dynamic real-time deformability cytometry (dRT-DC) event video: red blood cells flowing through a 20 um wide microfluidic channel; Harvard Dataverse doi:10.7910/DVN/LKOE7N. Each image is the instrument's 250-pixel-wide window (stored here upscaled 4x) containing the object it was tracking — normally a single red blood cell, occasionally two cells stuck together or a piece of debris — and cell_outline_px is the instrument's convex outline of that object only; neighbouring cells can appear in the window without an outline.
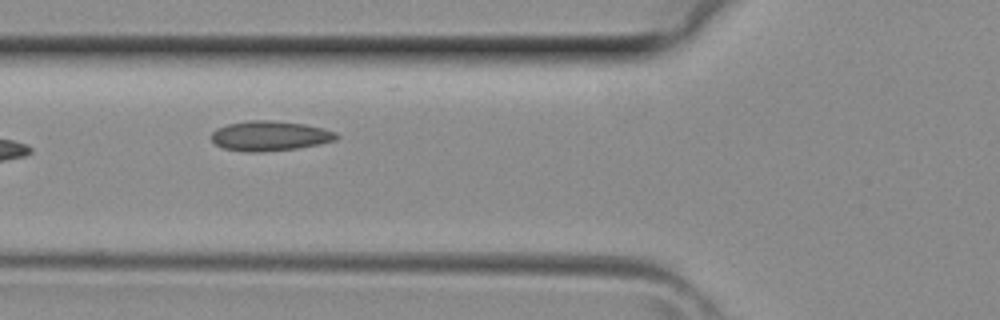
{"species": "common noctule bat (a hibernating species)", "species_latin": "Nyctalus noctula", "temperature_condition": "room temperature", "stored_images_in_passage": 5, "camera_frame_rate_fps": 3000, "um_per_image_px": 0.085, "animal": {"sex": "female", "body_mass_g": 29.2, "forearm_length_mm": 56.3}, "frame": {"image": 1, "passage_image": 4, "time_ms": 1.0, "image_size_px": [1000, 320], "cell_outline_px": [[340, 136], [336, 140], [296, 148], [260, 152], [248, 152], [224, 148], [216, 144], [212, 140], [212, 132], [216, 128], [228, 124], [248, 120], [272, 120], [304, 124], [324, 128], [336, 132]], "centroid_in_image_um": [22.94, 11.54], "position_along_channel_um": 102.9, "area_um2": 21.68}}
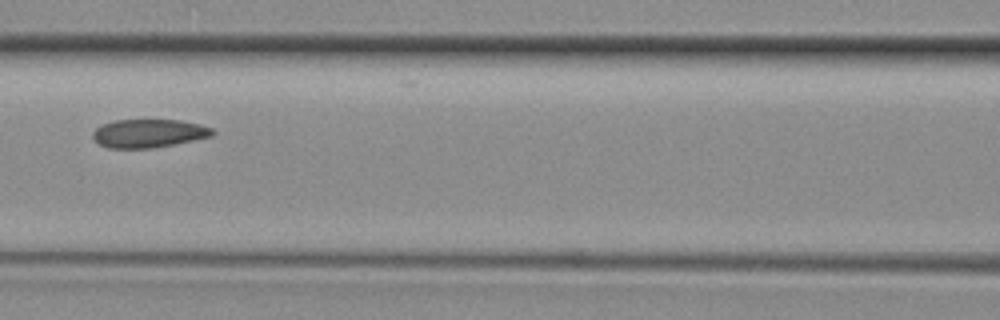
{"frame": {"image": 2, "passage_image": 5, "time_ms": 1.333, "image_size_px": [1000, 320], "cell_outline_px": [[216, 132], [212, 136], [152, 148], [108, 148], [100, 144], [92, 136], [92, 132], [100, 124], [116, 120], [180, 120], [200, 124], [212, 128]], "centroid_in_image_um": [12.62, 11.32], "position_along_channel_um": 154.0, "area_um2": 19.71}}